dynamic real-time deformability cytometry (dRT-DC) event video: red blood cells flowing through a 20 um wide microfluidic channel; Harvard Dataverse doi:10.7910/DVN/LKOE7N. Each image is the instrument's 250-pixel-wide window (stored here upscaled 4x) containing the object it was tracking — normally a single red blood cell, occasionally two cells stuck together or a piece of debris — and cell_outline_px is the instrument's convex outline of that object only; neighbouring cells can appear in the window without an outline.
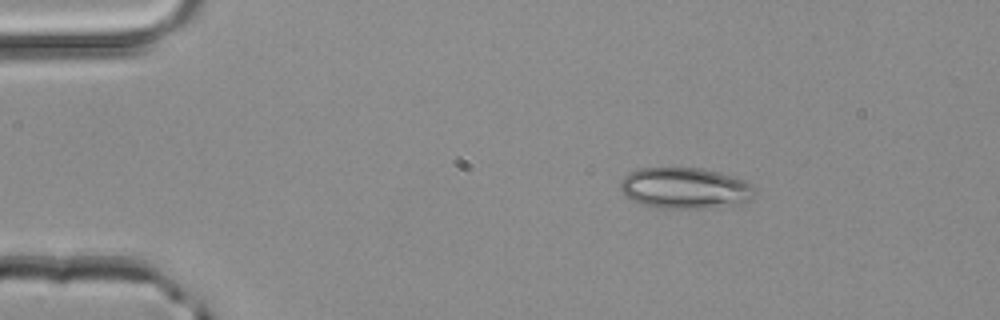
{"species": "common noctule bat (a hibernating species)", "species_latin": "Nyctalus noctula", "temperature_condition": "room temperature", "stored_images_in_passage": 2, "camera_frame_rate_fps": 3000, "um_per_image_px": 0.085, "animal": {"sex": "male", "body_mass_g": 20.4}, "frame": {"image": 1, "passage_image": 1, "time_ms": 0.0, "image_size_px": [1000, 320], "cell_outline_px": [[756, 192], [752, 200], [736, 204], [708, 208], [660, 208], [640, 204], [632, 200], [620, 188], [620, 180], [628, 172], [636, 168], [700, 168], [720, 172], [736, 176], [744, 180]], "centroid_in_image_um": [58.22, 15.98], "position_along_channel_um": 26.8, "area_um2": 32.31}}